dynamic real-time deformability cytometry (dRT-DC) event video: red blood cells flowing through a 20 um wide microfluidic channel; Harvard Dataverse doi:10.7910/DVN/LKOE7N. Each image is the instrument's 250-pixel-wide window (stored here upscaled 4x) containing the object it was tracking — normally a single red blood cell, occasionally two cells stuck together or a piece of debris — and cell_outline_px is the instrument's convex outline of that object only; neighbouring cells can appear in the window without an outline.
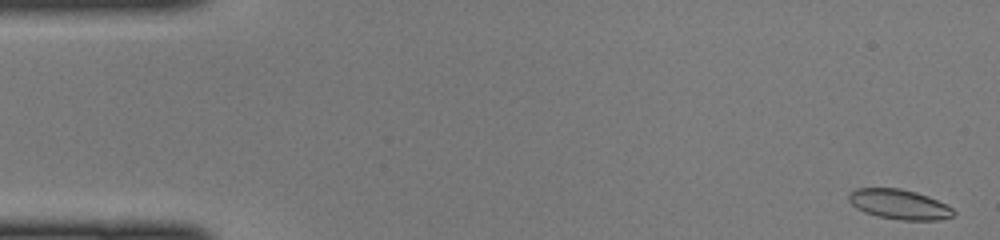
{"species": "common noctule bat (a hibernating species)", "species_latin": "Nyctalus noctula", "temperature_condition": "cold", "stored_images_in_passage": 47, "camera_frame_rate_fps": 3000, "um_per_image_px": 0.085, "animal": {"sex": "female", "body_mass_g": 22.0, "forearm_length_mm": 56.7}, "frame": {"image": 1, "passage_image": 1, "time_ms": 0.0, "image_size_px": [1000, 240], "cell_outline_px": [[956, 212], [952, 216], [940, 220], [900, 220], [880, 216], [864, 212], [856, 208], [848, 200], [848, 192], [856, 188], [900, 188], [916, 192], [928, 196], [952, 208]], "centroid_in_image_um": [76.41, 17.36], "position_along_channel_um": 8.6, "area_um2": 18.21}}
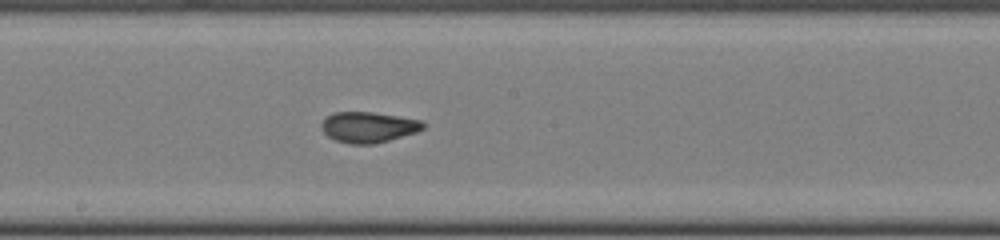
{"frame": {"image": 2, "passage_image": 25, "time_ms": 8.0, "image_size_px": [1000, 240], "cell_outline_px": [[428, 124], [424, 128], [416, 132], [388, 140], [372, 144], [348, 144], [336, 140], [328, 136], [320, 128], [320, 124], [324, 116], [332, 112], [372, 112], [420, 120]], "centroid_in_image_um": [31.26, 10.8], "position_along_channel_um": 216.9, "area_um2": 18.26}}
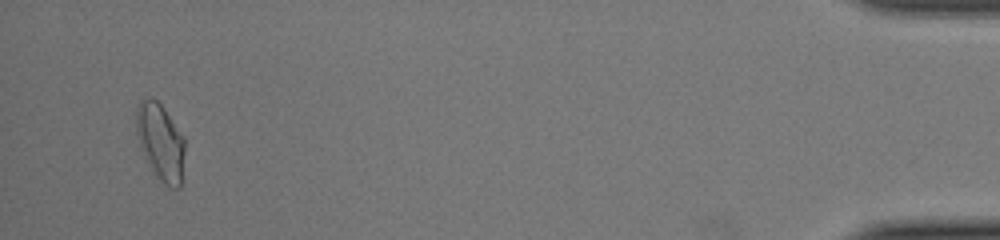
{"frame": {"image": 3, "passage_image": 45, "time_ms": 14.667, "image_size_px": [1000, 240], "cell_outline_px": [[184, 152], [180, 188], [172, 188], [164, 184], [152, 172], [140, 148], [136, 132], [136, 112], [140, 100], [156, 100], [164, 108], [184, 136]], "centroid_in_image_um": [13.64, 12.1], "position_along_channel_um": 421.6, "area_um2": 21.62}}